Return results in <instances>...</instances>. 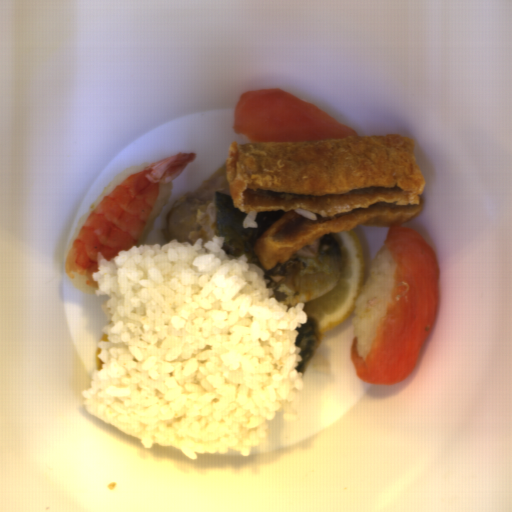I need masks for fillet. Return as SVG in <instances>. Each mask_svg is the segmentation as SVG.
Here are the masks:
<instances>
[{"mask_svg":"<svg viewBox=\"0 0 512 512\" xmlns=\"http://www.w3.org/2000/svg\"><path fill=\"white\" fill-rule=\"evenodd\" d=\"M383 241L396 261L392 294L368 355L362 358L355 336L350 361L358 380L384 388L407 378L425 347L439 311L440 276L421 232L387 226Z\"/></svg>","mask_w":512,"mask_h":512,"instance_id":"25842a12","label":"fillet"},{"mask_svg":"<svg viewBox=\"0 0 512 512\" xmlns=\"http://www.w3.org/2000/svg\"><path fill=\"white\" fill-rule=\"evenodd\" d=\"M232 128L252 143L360 137L338 119L282 87L240 93L232 111Z\"/></svg>","mask_w":512,"mask_h":512,"instance_id":"e2c912f1","label":"fillet"}]
</instances>
